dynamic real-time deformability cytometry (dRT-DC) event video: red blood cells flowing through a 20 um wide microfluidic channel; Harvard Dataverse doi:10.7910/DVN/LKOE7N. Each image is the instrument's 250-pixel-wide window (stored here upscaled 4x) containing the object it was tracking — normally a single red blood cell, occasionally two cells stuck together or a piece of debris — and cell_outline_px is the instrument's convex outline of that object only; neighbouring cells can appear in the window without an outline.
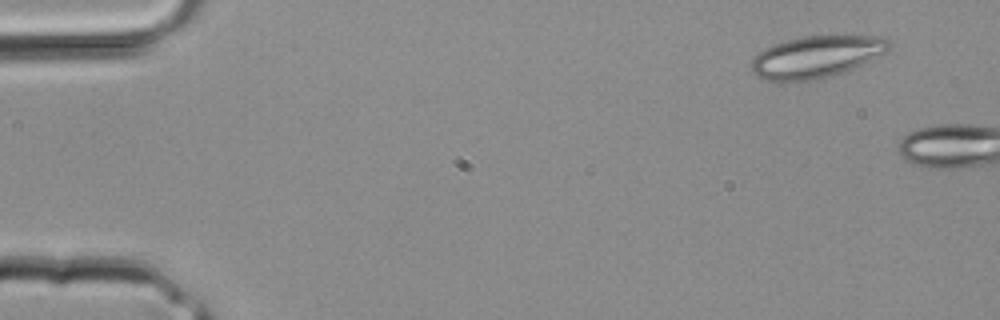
{"species": "common noctule bat (a hibernating species)", "species_latin": "Nyctalus noctula", "temperature_condition": "room temperature", "stored_images_in_passage": 3, "camera_frame_rate_fps": 3000, "um_per_image_px": 0.085, "animal": {"sex": "male", "body_mass_g": 20.4}, "frame": {"image": 1, "passage_image": 1, "time_ms": 0.0, "image_size_px": [1000, 320], "cell_outline_px": [[892, 44], [884, 52], [852, 68], [832, 76], [816, 80], [768, 80], [756, 76], [752, 72], [752, 60], [764, 48], [788, 40], [804, 36], [880, 36], [892, 40]], "centroid_in_image_um": [69.39, 4.82], "position_along_channel_um": 15.6, "area_um2": 32.95}}